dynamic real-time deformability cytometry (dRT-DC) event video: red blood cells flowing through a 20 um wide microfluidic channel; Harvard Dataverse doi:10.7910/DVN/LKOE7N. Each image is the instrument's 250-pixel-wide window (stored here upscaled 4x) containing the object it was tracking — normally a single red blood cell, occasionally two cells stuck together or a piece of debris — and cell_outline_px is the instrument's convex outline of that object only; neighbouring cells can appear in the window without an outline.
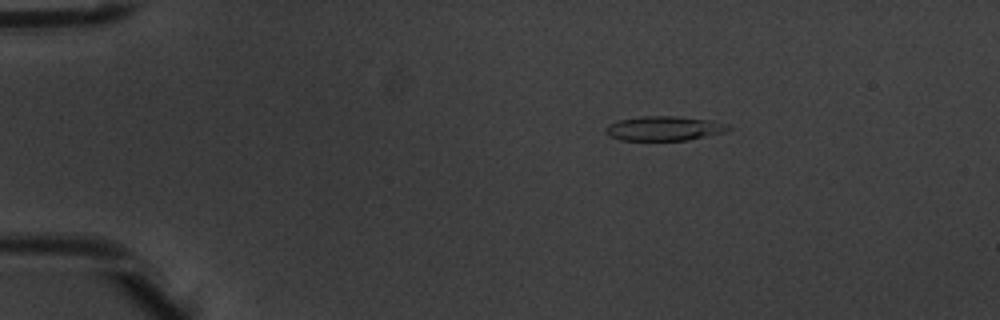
{"species": "common noctule bat (a hibernating species)", "species_latin": "Nyctalus noctula", "temperature_condition": "warm", "stored_images_in_passage": 3, "camera_frame_rate_fps": 3000, "um_per_image_px": 0.085, "animal": {"sex": "male", "body_mass_g": 20.1, "forearm_length_mm": 53.5}, "frame": {"image": 1, "passage_image": 1, "time_ms": 0.0, "image_size_px": [1000, 320], "cell_outline_px": [[732, 128], [724, 132], [688, 140], [620, 140], [608, 136], [604, 132], [604, 128], [608, 124], [616, 120], [640, 116], [676, 116], [712, 120]], "centroid_in_image_um": [56.35, 10.91], "position_along_channel_um": 28.6, "area_um2": 17.57}}